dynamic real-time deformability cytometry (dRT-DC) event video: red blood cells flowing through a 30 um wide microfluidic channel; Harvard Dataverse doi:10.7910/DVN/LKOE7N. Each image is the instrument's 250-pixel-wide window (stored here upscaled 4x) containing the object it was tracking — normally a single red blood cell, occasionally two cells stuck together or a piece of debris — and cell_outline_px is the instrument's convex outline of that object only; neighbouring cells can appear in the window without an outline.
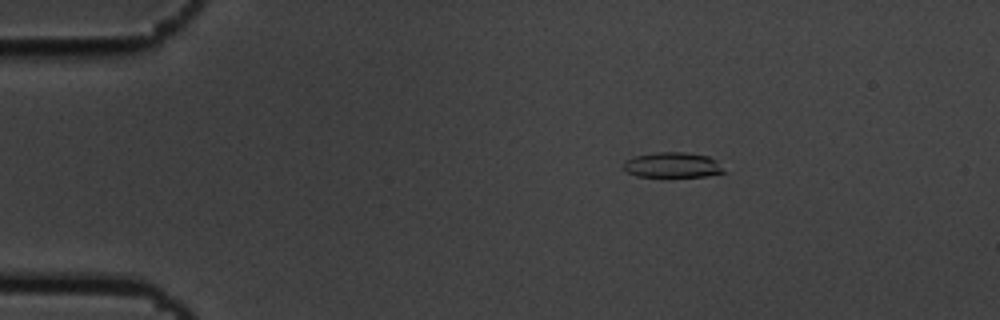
{"species": "common noctule bat (a hibernating species)", "species_latin": "Nyctalus noctula", "temperature_condition": "cold", "stored_images_in_passage": 47, "camera_frame_rate_fps": 3000, "um_per_image_px": 0.085, "animal": {"sex": "male", "body_mass_g": 19.5, "forearm_length_mm": 54.6}, "frame": {"image": 1, "passage_image": 1, "time_ms": 0.0, "image_size_px": [1000, 320], "cell_outline_px": [[728, 172], [704, 176], [636, 176], [628, 172], [624, 168], [624, 160], [632, 156], [656, 152], [684, 152], [708, 156], [716, 160]], "centroid_in_image_um": [57.17, 14.01], "position_along_channel_um": 27.8, "area_um2": 14.8}}
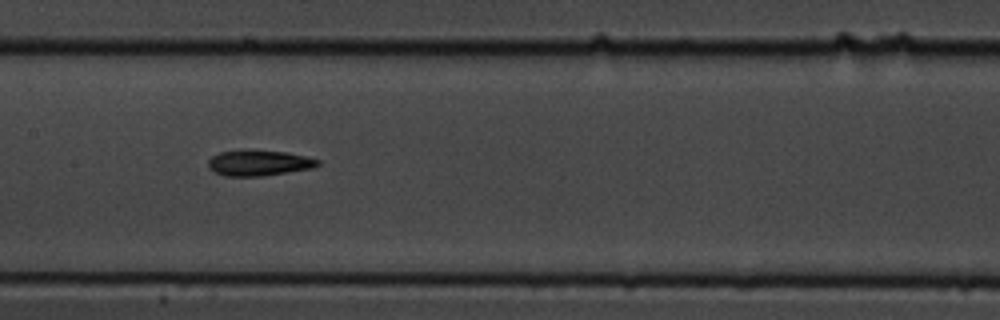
{"frame": {"image": 2, "passage_image": 19, "time_ms": 6.0, "image_size_px": [1000, 320], "cell_outline_px": [[320, 164], [312, 168], [260, 176], [224, 176], [208, 168], [208, 160], [212, 156], [220, 152], [284, 152], [304, 156], [320, 160]], "centroid_in_image_um": [22.0, 13.88], "position_along_channel_um": 185.4, "area_um2": 15.61}}
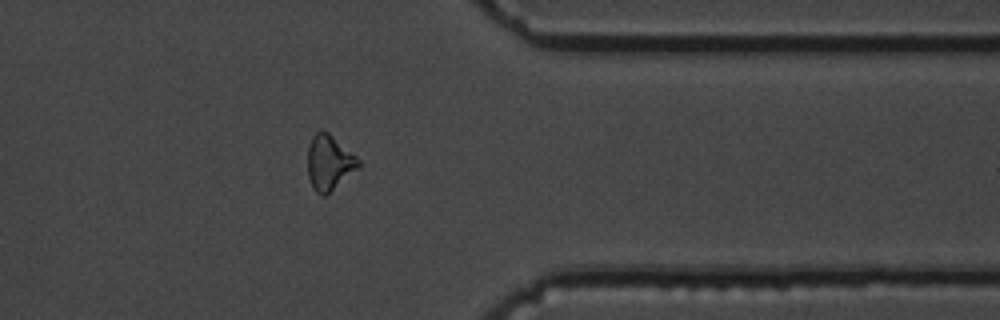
{"frame": {"image": 3, "passage_image": 36, "time_ms": 11.667, "image_size_px": [1000, 320], "cell_outline_px": [[360, 168], [324, 196], [320, 196], [312, 188], [308, 176], [308, 148], [312, 136], [320, 128], [328, 132], [356, 156], [360, 160]], "centroid_in_image_um": [27.98, 13.82], "position_along_channel_um": 383.4, "area_um2": 16.42}, "authors_computed_cell_mechanics": {"area_um2": 16.0684, "velocity_mm_per_s": 3.6722, "shape_relaxation_time_tau1_ms": 3.2748, "shape_relaxation_time_tau2_ms": 7.5464, "deformation_change_tau1": 0.1517, "deformation_change_tau2": 0.1931}}